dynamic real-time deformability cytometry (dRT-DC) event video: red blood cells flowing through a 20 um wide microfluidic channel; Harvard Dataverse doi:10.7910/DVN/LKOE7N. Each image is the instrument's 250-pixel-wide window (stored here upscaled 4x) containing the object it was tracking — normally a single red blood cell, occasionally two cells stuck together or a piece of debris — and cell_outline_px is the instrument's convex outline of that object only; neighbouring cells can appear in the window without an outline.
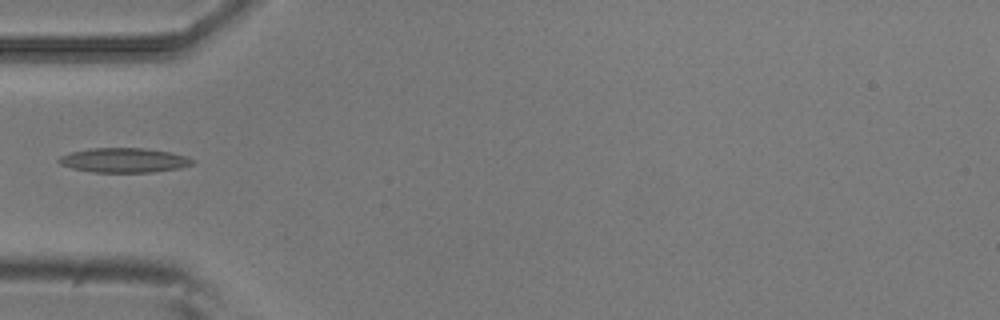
{"species": "common noctule bat (a hibernating species)", "species_latin": "Nyctalus noctula", "temperature_condition": "room temperature", "stored_images_in_passage": 8, "camera_frame_rate_fps": 3000, "um_per_image_px": 0.085, "animal": {"sex": "male", "body_mass_g": 20.5, "forearm_length_mm": 52.5}, "frame": {"image": 1, "passage_image": 4, "time_ms": 1.0, "image_size_px": [1000, 320], "cell_outline_px": [[196, 160], [192, 164], [180, 168], [152, 172], [92, 172], [72, 168], [60, 164], [56, 160], [60, 156], [72, 152], [88, 148], [144, 148], [172, 152], [188, 156]], "centroid_in_image_um": [10.56, 13.61], "position_along_channel_um": 74.4, "area_um2": 19.25}}
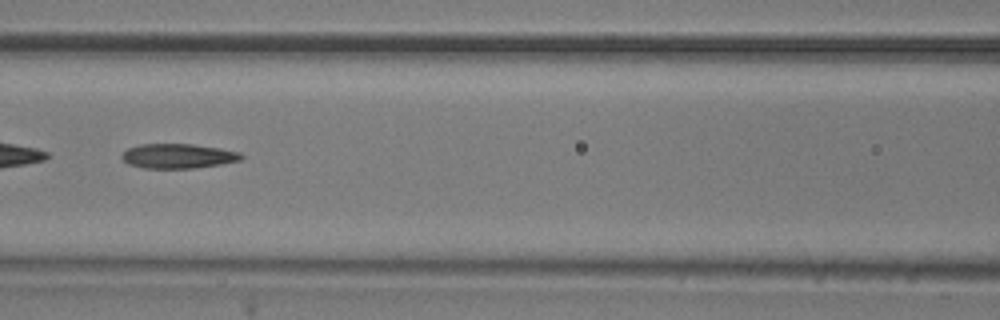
{"frame": {"image": 2, "passage_image": 6, "time_ms": 1.667, "image_size_px": [1000, 320], "cell_outline_px": [[244, 156], [240, 160], [220, 164], [192, 168], [144, 168], [128, 164], [120, 156], [128, 148], [140, 144], [192, 144], [220, 148], [240, 152]], "centroid_in_image_um": [15.13, 13.26], "position_along_channel_um": 151.5, "area_um2": 17.05}}
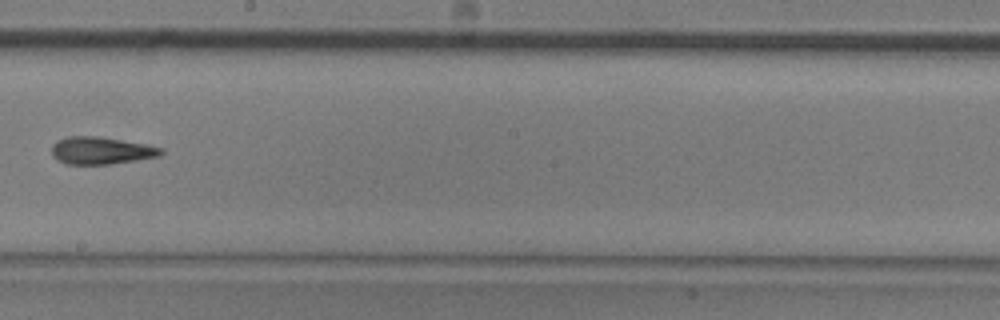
{"frame": {"image": 3, "passage_image": 8, "time_ms": 2.333, "image_size_px": [1000, 320], "cell_outline_px": [[164, 152], [160, 156], [112, 164], [64, 164], [56, 160], [52, 156], [52, 144], [56, 140], [68, 136], [100, 136], [144, 144], [164, 148]], "centroid_in_image_um": [8.57, 12.8], "position_along_channel_um": 239.6, "area_um2": 17.63}}